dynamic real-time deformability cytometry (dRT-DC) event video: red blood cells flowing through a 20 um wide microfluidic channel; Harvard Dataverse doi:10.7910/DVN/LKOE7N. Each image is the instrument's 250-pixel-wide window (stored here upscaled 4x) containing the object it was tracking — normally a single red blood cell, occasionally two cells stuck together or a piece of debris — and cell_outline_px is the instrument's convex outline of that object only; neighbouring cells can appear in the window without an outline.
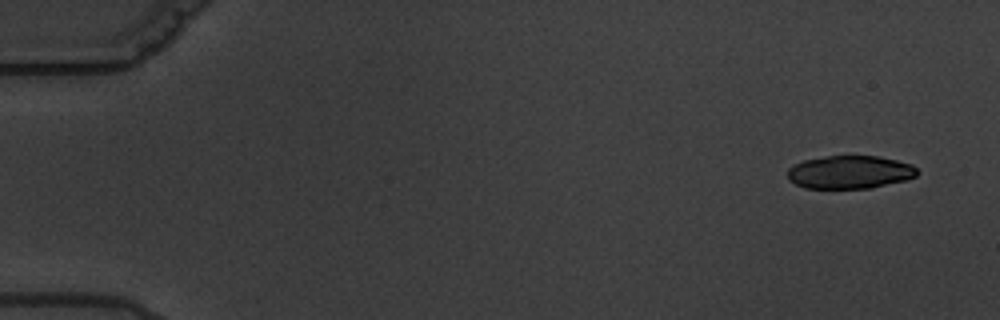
{"species": "common noctule bat (a hibernating species)", "species_latin": "Nyctalus noctula", "temperature_condition": "warm", "stored_images_in_passage": 4, "camera_frame_rate_fps": 3000, "um_per_image_px": 0.085, "animal": {"sex": "male", "body_mass_g": 19.5, "forearm_length_mm": 54.6}, "frame": {"image": 1, "passage_image": 1, "time_ms": 0.0, "image_size_px": [1000, 320], "cell_outline_px": [[920, 172], [916, 176], [908, 180], [872, 188], [804, 188], [788, 180], [788, 168], [804, 160], [828, 156], [876, 156], [896, 160], [912, 164]], "centroid_in_image_um": [72.27, 14.64], "position_along_channel_um": 12.7, "area_um2": 25.09}}
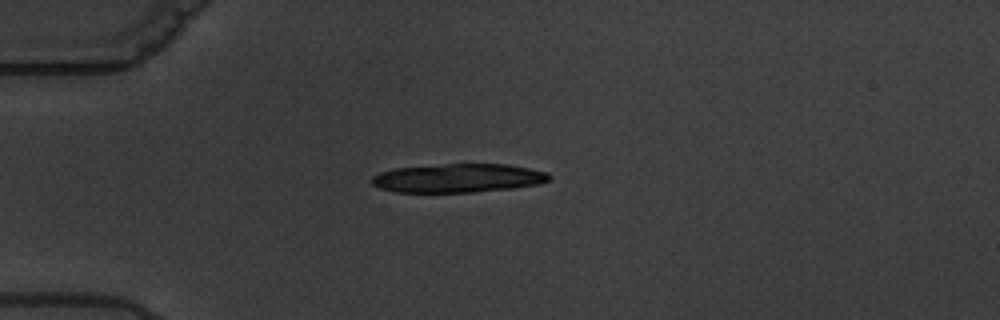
{"frame": {"image": 2, "passage_image": 4, "time_ms": 4.333, "image_size_px": [1000, 320], "cell_outline_px": [[552, 176], [548, 180], [540, 184], [512, 188], [476, 192], [396, 192], [380, 188], [372, 184], [372, 176], [380, 172], [396, 168], [448, 164], [508, 164], [548, 172]], "centroid_in_image_um": [38.97, 15.14], "position_along_channel_um": 46.0, "area_um2": 29.65}}